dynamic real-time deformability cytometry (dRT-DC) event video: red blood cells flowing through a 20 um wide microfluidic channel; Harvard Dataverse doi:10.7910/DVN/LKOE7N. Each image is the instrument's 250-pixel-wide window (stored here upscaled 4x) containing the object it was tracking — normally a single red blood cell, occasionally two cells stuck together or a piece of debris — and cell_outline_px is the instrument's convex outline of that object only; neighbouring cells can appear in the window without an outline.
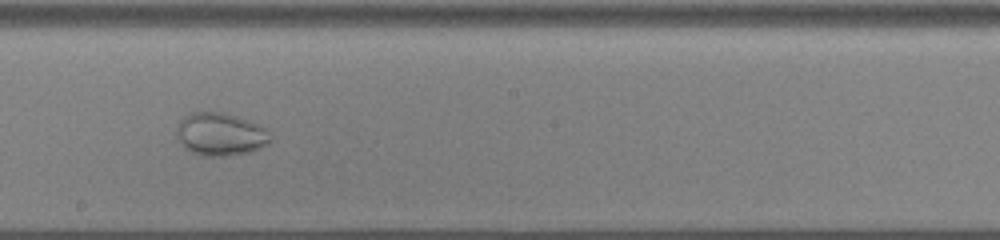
{"species": "common noctule bat (a hibernating species)", "species_latin": "Nyctalus noctula", "temperature_condition": "cold", "stored_images_in_passage": 18, "camera_frame_rate_fps": 3000, "um_per_image_px": 0.085, "animal": {"sex": "male", "body_mass_g": 13.0, "forearm_length_mm": 53.1}, "frame": {"image": 1, "passage_image": 16, "time_ms": 5.0, "image_size_px": [1000, 240], "cell_outline_px": [[272, 140], [268, 144], [260, 148], [248, 152], [224, 156], [200, 156], [184, 148], [176, 132], [176, 128], [180, 120], [188, 112], [224, 112], [260, 124], [272, 136]], "centroid_in_image_um": [18.74, 11.4], "position_along_channel_um": 229.5, "area_um2": 23.58}}